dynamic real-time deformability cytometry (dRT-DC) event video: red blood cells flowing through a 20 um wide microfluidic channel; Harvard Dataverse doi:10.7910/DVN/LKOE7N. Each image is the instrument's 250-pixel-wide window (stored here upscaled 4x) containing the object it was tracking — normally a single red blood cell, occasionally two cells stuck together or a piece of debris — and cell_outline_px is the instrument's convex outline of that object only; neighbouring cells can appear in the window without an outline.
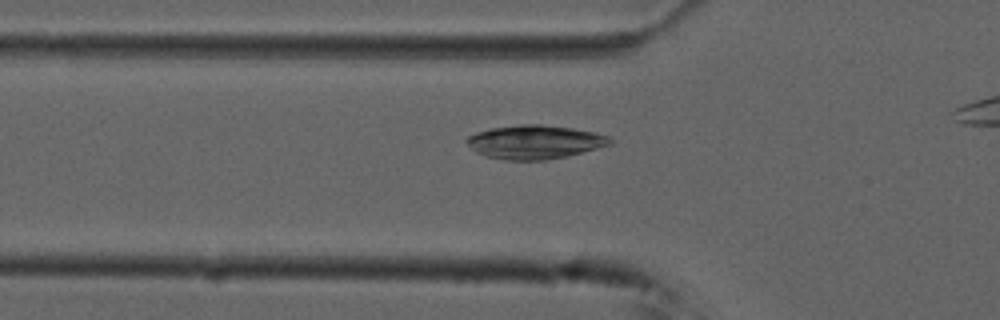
{"species": "common noctule bat (a hibernating species)", "species_latin": "Nyctalus noctula", "temperature_condition": "cold", "stored_images_in_passage": 38, "camera_frame_rate_fps": 3000, "um_per_image_px": 0.085, "animal": {"sex": "male", "forearm_length_mm": 52.5}, "frame": {"image": 1, "passage_image": 10, "time_ms": 3.0, "image_size_px": [1000, 320], "cell_outline_px": [[616, 140], [612, 144], [568, 156], [544, 160], [504, 160], [484, 156], [476, 152], [464, 140], [468, 136], [476, 132], [492, 128], [520, 124], [540, 124], [572, 128], [596, 132], [608, 136]], "centroid_in_image_um": [45.47, 12.07], "position_along_channel_um": 80.3, "area_um2": 28.38}}
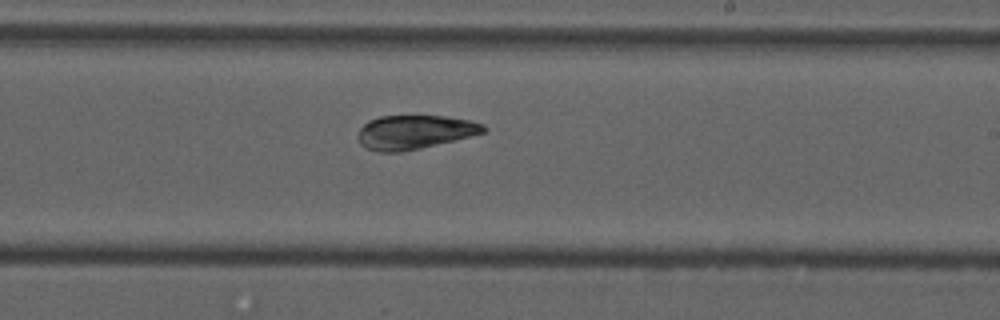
{"frame": {"image": 2, "passage_image": 24, "time_ms": 7.667, "image_size_px": [1000, 320], "cell_outline_px": [[488, 132], [420, 148], [400, 152], [380, 152], [368, 148], [360, 144], [356, 136], [360, 128], [368, 120], [380, 116], [444, 116], [468, 120], [484, 124], [488, 128]], "centroid_in_image_um": [35.24, 11.22], "position_along_channel_um": 253.8, "area_um2": 24.85}}
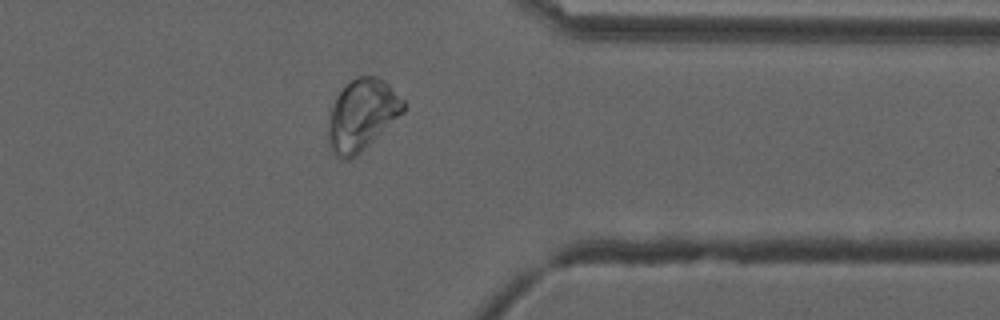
{"frame": {"image": 3, "passage_image": 35, "time_ms": 11.333, "image_size_px": [1000, 320], "cell_outline_px": [[404, 112], [356, 156], [348, 160], [340, 160], [328, 148], [328, 120], [336, 96], [352, 80], [360, 76], [376, 76], [384, 80], [404, 100]], "centroid_in_image_um": [30.74, 9.8], "position_along_channel_um": 380.7, "area_um2": 30.98}}